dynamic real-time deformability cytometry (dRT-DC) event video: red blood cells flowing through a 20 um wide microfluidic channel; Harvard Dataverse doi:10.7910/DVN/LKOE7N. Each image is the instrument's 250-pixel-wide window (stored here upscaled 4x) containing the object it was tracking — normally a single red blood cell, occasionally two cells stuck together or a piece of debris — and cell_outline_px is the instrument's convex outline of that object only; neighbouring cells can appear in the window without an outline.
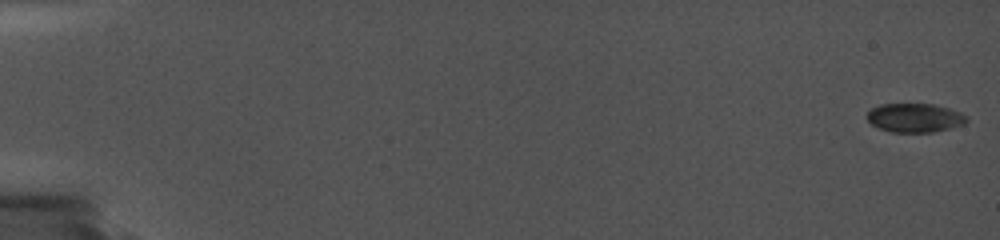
{"species": "common noctule bat (a hibernating species)", "species_latin": "Nyctalus noctula", "temperature_condition": "cold", "stored_images_in_passage": 29, "camera_frame_rate_fps": 5000, "um_per_image_px": 0.085, "animal": {"sex": "female", "body_mass_g": 19.0, "forearm_length_mm": 56.7}, "frame": {"image": 1, "passage_image": 1, "time_ms": 0.0, "image_size_px": [1000, 240], "cell_outline_px": [[968, 120], [964, 124], [932, 132], [892, 132], [880, 128], [872, 124], [868, 120], [868, 112], [872, 108], [880, 104], [936, 104], [960, 112], [968, 116]], "centroid_in_image_um": [77.78, 10.0], "position_along_channel_um": 7.2, "area_um2": 16.65}}
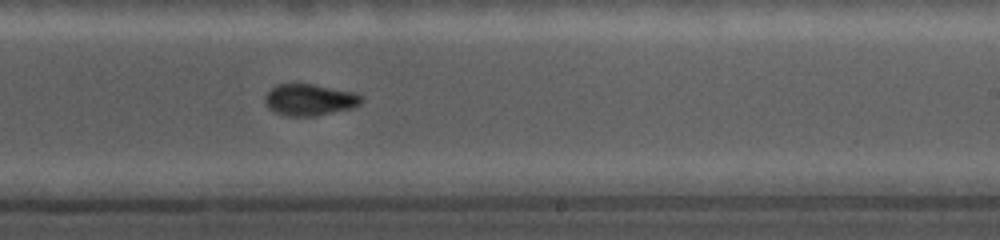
{"frame": {"image": 2, "passage_image": 23, "time_ms": 12.0, "image_size_px": [1000, 240], "cell_outline_px": [[364, 100], [360, 104], [352, 108], [312, 116], [288, 116], [272, 112], [268, 108], [264, 100], [264, 96], [272, 88], [280, 84], [312, 84], [356, 92], [364, 96]], "centroid_in_image_um": [26.33, 8.48], "position_along_channel_um": 262.7, "area_um2": 17.8}}
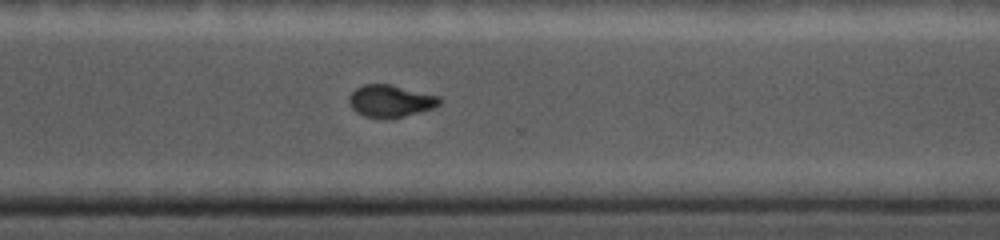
{"frame": {"image": 3, "passage_image": 29, "time_ms": 14.0, "image_size_px": [1000, 240], "cell_outline_px": [[444, 100], [440, 104], [432, 108], [392, 120], [364, 116], [356, 112], [348, 104], [348, 96], [356, 88], [364, 84], [392, 84], [440, 96]], "centroid_in_image_um": [33.2, 8.59], "position_along_channel_um": 337.4, "area_um2": 17.4}}